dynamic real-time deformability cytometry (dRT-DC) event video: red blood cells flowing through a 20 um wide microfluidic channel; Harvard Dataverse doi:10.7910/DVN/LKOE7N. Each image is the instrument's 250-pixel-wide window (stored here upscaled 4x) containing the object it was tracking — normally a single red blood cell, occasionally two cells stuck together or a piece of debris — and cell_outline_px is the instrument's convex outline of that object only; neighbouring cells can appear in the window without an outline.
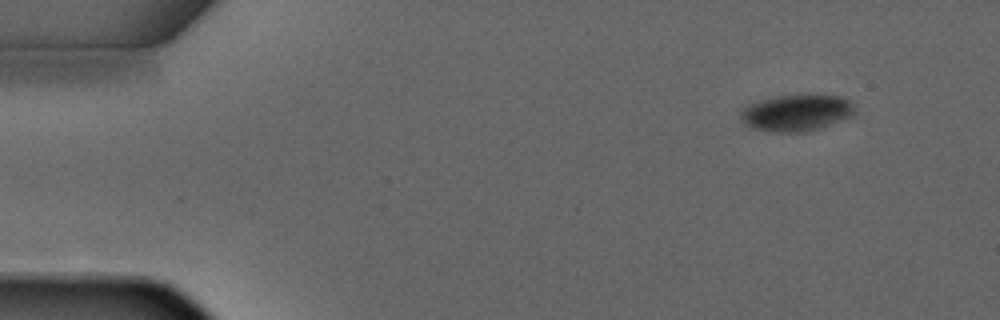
{"species": "common noctule bat (a hibernating species)", "species_latin": "Nyctalus noctula", "temperature_condition": "warm", "stored_images_in_passage": 2, "camera_frame_rate_fps": 3000, "um_per_image_px": 0.085, "animal": {"sex": "male", "forearm_length_mm": 52.5}, "frame": {"image": 1, "passage_image": 2, "time_ms": 1.333, "image_size_px": [1000, 320], "cell_outline_px": [[856, 112], [852, 116], [820, 128], [808, 132], [772, 132], [752, 128], [744, 124], [740, 116], [740, 112], [748, 104], [760, 100], [776, 96], [840, 96], [856, 104]], "centroid_in_image_um": [67.71, 9.61], "position_along_channel_um": 17.3, "area_um2": 24.28}}